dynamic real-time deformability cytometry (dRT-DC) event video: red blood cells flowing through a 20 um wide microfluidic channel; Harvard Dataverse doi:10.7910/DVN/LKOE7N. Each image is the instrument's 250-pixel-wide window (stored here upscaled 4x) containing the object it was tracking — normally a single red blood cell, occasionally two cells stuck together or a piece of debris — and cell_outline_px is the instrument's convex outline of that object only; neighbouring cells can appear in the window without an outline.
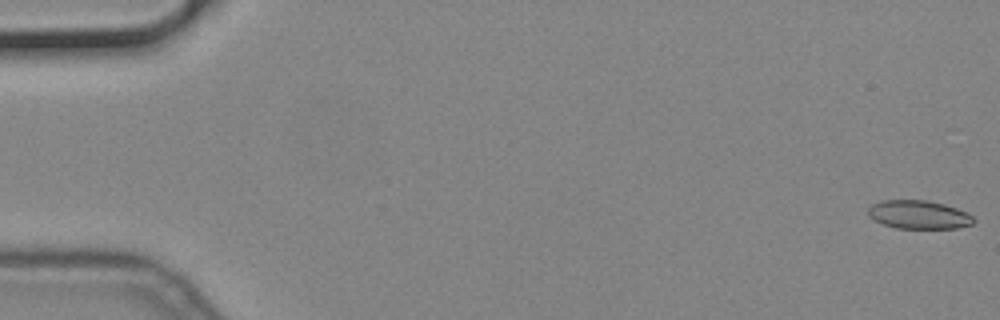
{"species": "common noctule bat (a hibernating species)", "species_latin": "Nyctalus noctula", "temperature_condition": "cold", "stored_images_in_passage": 56, "camera_frame_rate_fps": 3000, "um_per_image_px": 0.085, "animal": {"sex": "male", "body_mass_g": 19.2, "forearm_length_mm": 51.8}, "frame": {"image": 1, "passage_image": 1, "time_ms": 0.0, "image_size_px": [1000, 320], "cell_outline_px": [[976, 220], [972, 224], [956, 228], [896, 228], [884, 224], [868, 216], [868, 208], [872, 204], [880, 200], [928, 200], [944, 204], [956, 208], [972, 216]], "centroid_in_image_um": [78.07, 18.24], "position_along_channel_um": 6.9, "area_um2": 17.4}}
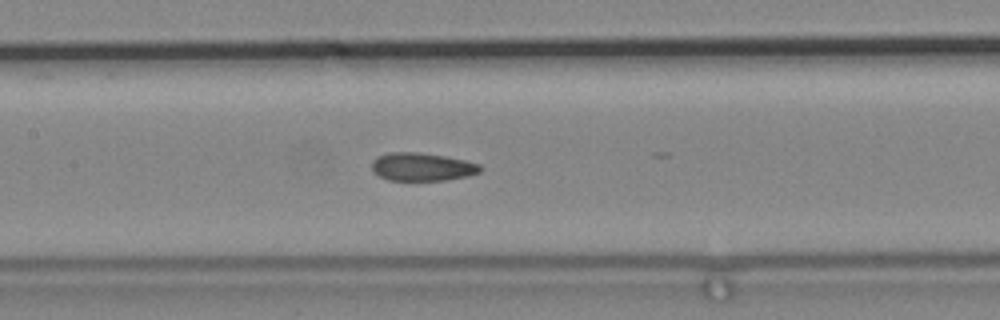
{"frame": {"image": 2, "passage_image": 27, "time_ms": 8.667, "image_size_px": [1000, 320], "cell_outline_px": [[484, 168], [480, 172], [468, 176], [444, 180], [388, 180], [380, 176], [372, 168], [372, 160], [376, 156], [388, 152], [416, 152], [444, 156], [464, 160], [480, 164]], "centroid_in_image_um": [35.89, 14.17], "position_along_channel_um": 171.5, "area_um2": 17.74}}
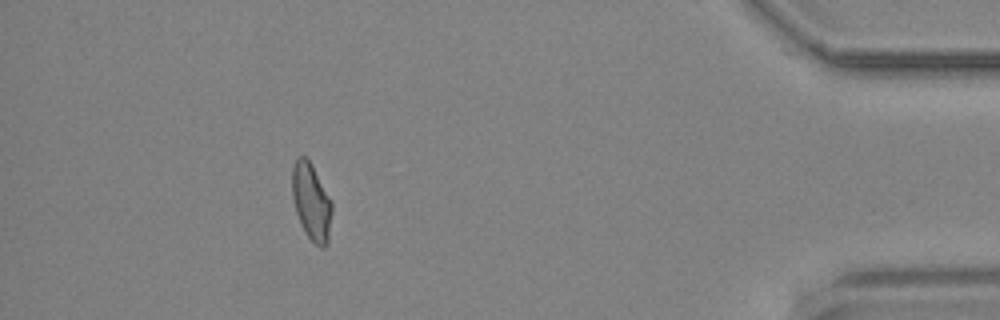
{"frame": {"image": 3, "passage_image": 51, "time_ms": 16.667, "image_size_px": [1000, 320], "cell_outline_px": [[332, 212], [328, 244], [324, 248], [320, 248], [304, 232], [296, 212], [292, 196], [292, 168], [296, 156], [304, 156], [308, 160], [332, 200]], "centroid_in_image_um": [26.47, 17.18], "position_along_channel_um": 408.7, "area_um2": 17.86}}